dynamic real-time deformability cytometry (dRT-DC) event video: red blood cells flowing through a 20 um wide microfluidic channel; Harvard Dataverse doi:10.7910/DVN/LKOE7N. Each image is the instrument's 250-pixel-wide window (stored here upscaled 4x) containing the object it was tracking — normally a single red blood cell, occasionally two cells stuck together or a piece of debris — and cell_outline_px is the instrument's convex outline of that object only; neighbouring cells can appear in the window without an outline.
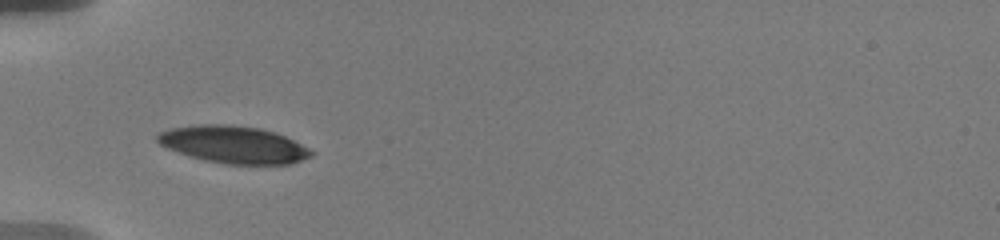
{"species": "human", "species_latin": "Homo sapiens", "temperature_condition": "warm", "stored_images_in_passage": 56, "camera_frame_rate_fps": 3000, "um_per_image_px": 0.085, "donor": {"sex": "male"}, "frame": {"image": 1, "passage_image": 1, "time_ms": 0.0, "image_size_px": [1000, 240], "cell_outline_px": [[316, 152], [312, 156], [292, 164], [228, 164], [204, 160], [188, 156], [168, 148], [160, 144], [156, 140], [156, 136], [160, 132], [172, 128], [196, 124], [228, 124], [260, 128], [276, 132]], "centroid_in_image_um": [19.86, 12.29], "position_along_channel_um": 65.1, "area_um2": 33.41}}
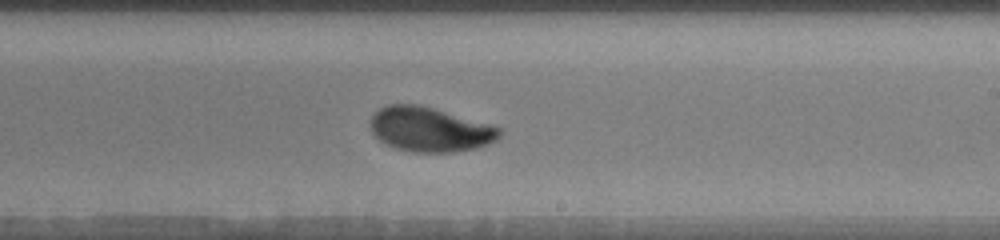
{"frame": {"image": 2, "passage_image": 25, "time_ms": 5.333, "image_size_px": [1000, 240], "cell_outline_px": [[504, 132], [496, 140], [488, 144], [476, 148], [452, 152], [412, 152], [396, 148], [380, 140], [372, 132], [368, 124], [372, 116], [380, 108], [388, 104], [420, 104], [496, 124]], "centroid_in_image_um": [36.59, 10.98], "position_along_channel_um": 252.4, "area_um2": 34.1}}
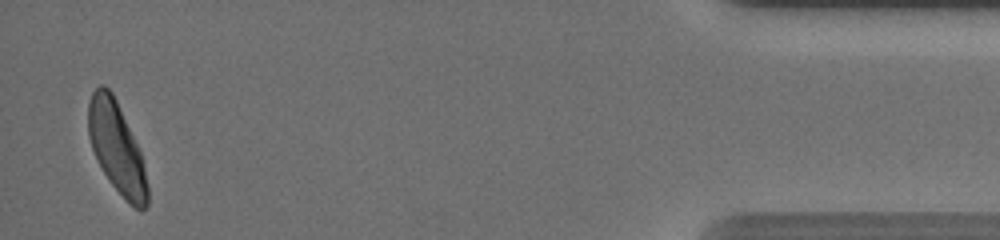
{"frame": {"image": 3, "passage_image": 54, "time_ms": 12.0, "image_size_px": [1000, 240], "cell_outline_px": [[148, 204], [140, 212], [112, 184], [104, 172], [92, 148], [88, 136], [88, 104], [92, 92], [100, 84], [104, 84], [112, 92], [116, 100], [140, 152], [144, 168], [148, 188]], "centroid_in_image_um": [9.9, 12.52], "position_along_channel_um": 425.3, "area_um2": 30.52}, "authors_computed_cell_mechanics": {"area_um2": 33.7552, "velocity_mm_per_s": 3.6036, "shape_relaxation_time_tau1_ms": 3.1787, "shape_relaxation_time_tau2_ms": 1.7028, "deformation_change_tau1": 0.1445, "deformation_change_tau2": 0.0529}}